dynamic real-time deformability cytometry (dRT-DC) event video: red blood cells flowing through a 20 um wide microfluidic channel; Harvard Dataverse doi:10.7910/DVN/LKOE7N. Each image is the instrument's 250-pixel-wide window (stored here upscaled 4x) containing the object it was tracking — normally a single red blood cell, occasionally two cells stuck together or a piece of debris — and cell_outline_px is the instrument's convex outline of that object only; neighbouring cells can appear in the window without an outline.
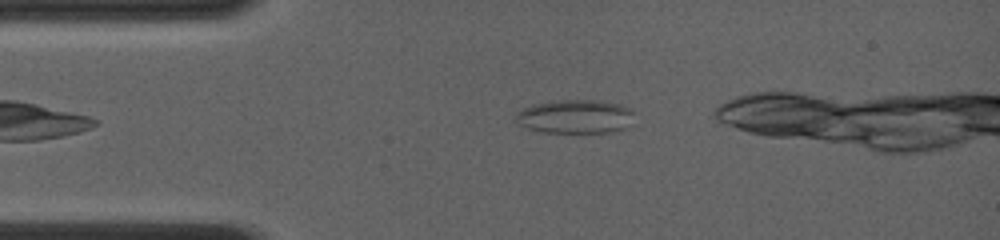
{"species": "common noctule bat (a hibernating species)", "species_latin": "Nyctalus noctula", "temperature_condition": "room temperature", "stored_images_in_passage": 49, "camera_frame_rate_fps": 4000, "um_per_image_px": 0.085, "animal": {"sex": "female", "body_mass_g": 19.0, "forearm_length_mm": 56.7}, "frame": {"image": 1, "passage_image": 6, "time_ms": 1.25, "image_size_px": [1000, 240], "cell_outline_px": [[632, 112], [628, 128], [608, 132], [544, 132], [528, 128], [520, 124], [516, 116], [516, 112], [532, 104], [552, 100], [596, 100], [620, 104], [632, 108]], "centroid_in_image_um": [48.9, 9.89], "position_along_channel_um": 36.1, "area_um2": 23.18}}
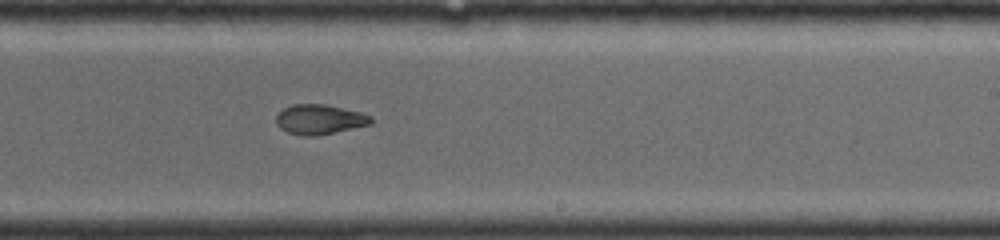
{"frame": {"image": 2, "passage_image": 30, "time_ms": 7.25, "image_size_px": [1000, 240], "cell_outline_px": [[372, 124], [316, 136], [304, 136], [288, 132], [280, 128], [276, 124], [276, 116], [284, 108], [292, 104], [324, 104], [360, 112], [372, 116]], "centroid_in_image_um": [27.16, 10.15], "position_along_channel_um": 261.8, "area_um2": 16.42}}
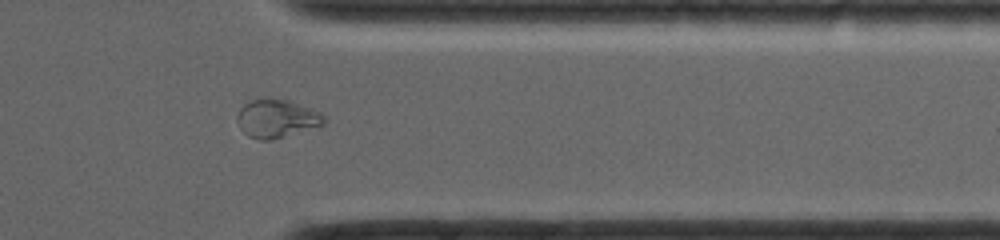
{"frame": {"image": 3, "passage_image": 42, "time_ms": 10.25, "image_size_px": [1000, 240], "cell_outline_px": [[324, 124], [272, 140], [260, 140], [248, 136], [240, 128], [236, 120], [236, 116], [240, 108], [244, 104], [252, 100], [288, 100], [320, 112], [324, 116]], "centroid_in_image_um": [23.48, 10.1], "position_along_channel_um": 387.9, "area_um2": 18.9}}